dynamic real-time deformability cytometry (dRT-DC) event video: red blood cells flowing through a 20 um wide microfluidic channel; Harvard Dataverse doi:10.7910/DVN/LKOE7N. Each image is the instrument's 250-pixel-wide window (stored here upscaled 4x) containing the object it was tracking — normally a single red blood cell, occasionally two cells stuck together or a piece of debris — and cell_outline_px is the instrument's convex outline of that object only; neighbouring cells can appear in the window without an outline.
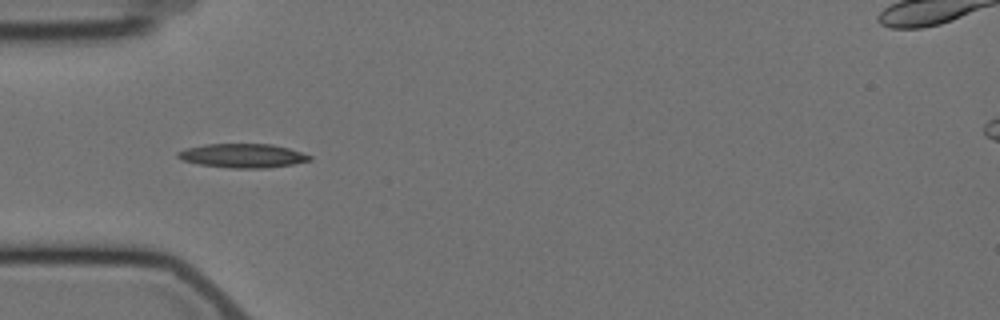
{"species": "Egyptian fruit bat (a non-hibernating species)", "species_latin": "Rousettus aegyptiacus", "temperature_condition": "cold", "stored_images_in_passage": 5, "camera_frame_rate_fps": 3000, "um_per_image_px": 0.085, "animal": {"sex": "female"}, "frame": {"image": 1, "passage_image": 5, "time_ms": 4.667, "image_size_px": [1000, 320], "cell_outline_px": [[312, 160], [292, 164], [268, 168], [232, 168], [200, 164], [184, 160], [176, 156], [176, 152], [188, 148], [204, 144], [272, 144], [288, 148], [312, 156]], "centroid_in_image_um": [20.64, 13.23], "position_along_channel_um": 64.4, "area_um2": 18.26}}